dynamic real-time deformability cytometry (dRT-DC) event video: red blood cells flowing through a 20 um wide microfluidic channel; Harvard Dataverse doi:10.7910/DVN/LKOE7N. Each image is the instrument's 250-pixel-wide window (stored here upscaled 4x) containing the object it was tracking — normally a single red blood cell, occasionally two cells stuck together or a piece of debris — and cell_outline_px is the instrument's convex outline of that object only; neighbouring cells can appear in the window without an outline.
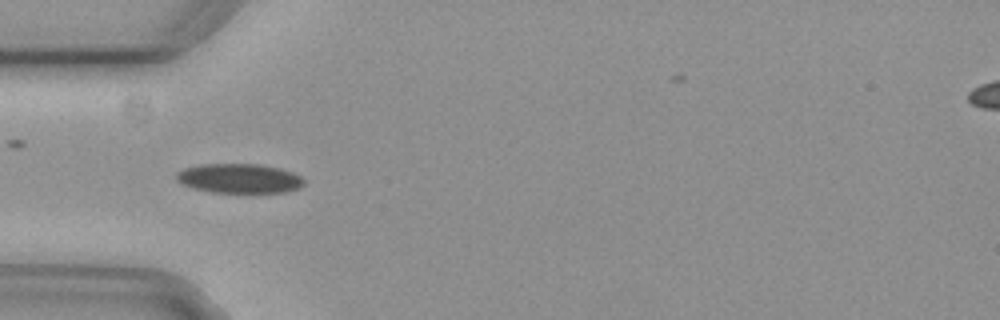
{"species": "common noctule bat (a hibernating species)", "species_latin": "Nyctalus noctula", "temperature_condition": "cold", "stored_images_in_passage": 3, "camera_frame_rate_fps": 3000, "um_per_image_px": 0.085, "animal": {"sex": "female", "body_mass_g": 29.2, "forearm_length_mm": 56.3}, "frame": {"image": 1, "passage_image": 1, "time_ms": 0.0, "image_size_px": [1000, 320], "cell_outline_px": [[304, 184], [300, 188], [284, 192], [208, 192], [192, 188], [180, 184], [176, 180], [176, 172], [184, 168], [200, 164], [260, 164], [280, 168], [292, 172], [300, 176], [304, 180]], "centroid_in_image_um": [20.3, 15.16], "position_along_channel_um": 64.7, "area_um2": 22.08}}
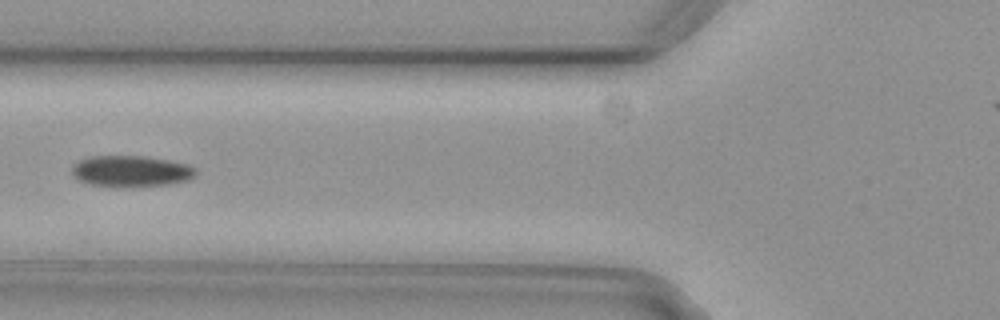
{"frame": {"image": 2, "passage_image": 2, "time_ms": 0.333, "image_size_px": [1000, 320], "cell_outline_px": [[196, 172], [188, 180], [168, 184], [132, 188], [112, 188], [92, 184], [76, 180], [72, 176], [72, 168], [80, 160], [88, 156], [144, 156], [168, 160], [188, 164], [196, 168]], "centroid_in_image_um": [11.1, 14.57], "position_along_channel_um": 114.7, "area_um2": 22.95}}